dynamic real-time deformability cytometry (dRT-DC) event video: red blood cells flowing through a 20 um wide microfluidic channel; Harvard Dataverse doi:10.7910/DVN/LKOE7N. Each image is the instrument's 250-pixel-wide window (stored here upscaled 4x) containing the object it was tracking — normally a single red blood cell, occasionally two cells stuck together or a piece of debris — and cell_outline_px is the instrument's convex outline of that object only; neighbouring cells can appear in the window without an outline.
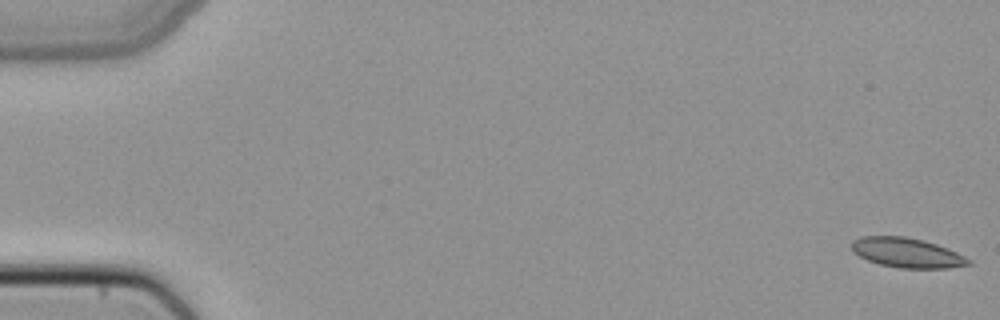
{"species": "common noctule bat (a hibernating species)", "species_latin": "Nyctalus noctula", "temperature_condition": "cold", "stored_images_in_passage": 50, "camera_frame_rate_fps": 3000, "um_per_image_px": 0.085, "animal": {"sex": "female", "body_mass_g": 22.7, "forearm_length_mm": 54.2}, "frame": {"image": 1, "passage_image": 1, "time_ms": 0.0, "image_size_px": [1000, 320], "cell_outline_px": [[972, 264], [948, 268], [900, 268], [880, 264], [868, 260], [852, 252], [852, 240], [860, 236], [904, 236], [924, 240], [948, 248], [972, 260]], "centroid_in_image_um": [77.09, 21.48], "position_along_channel_um": 7.9, "area_um2": 20.29}}
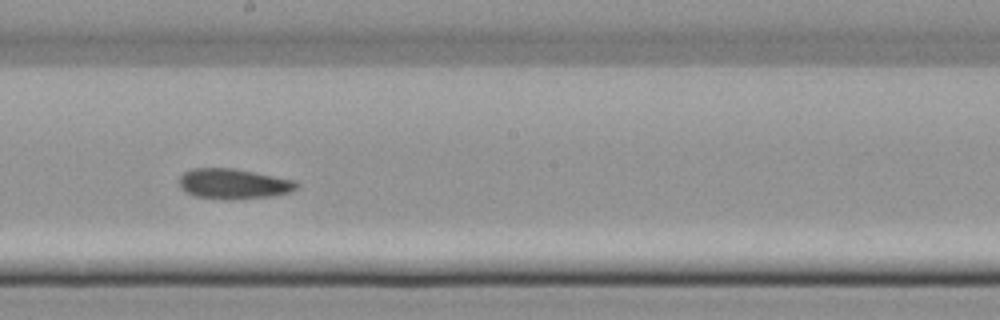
{"frame": {"image": 2, "passage_image": 29, "time_ms": 9.333, "image_size_px": [1000, 320], "cell_outline_px": [[300, 184], [292, 192], [272, 196], [228, 200], [196, 196], [184, 192], [180, 188], [180, 176], [184, 172], [192, 168], [232, 168], [296, 180]], "centroid_in_image_um": [19.86, 15.63], "position_along_channel_um": 228.3, "area_um2": 20.81}}
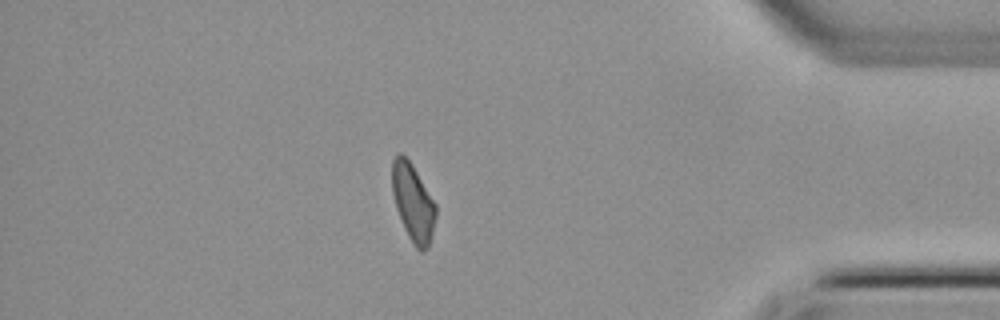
{"frame": {"image": 3, "passage_image": 44, "time_ms": 14.333, "image_size_px": [1000, 320], "cell_outline_px": [[436, 216], [428, 248], [424, 252], [420, 252], [412, 244], [404, 228], [396, 208], [392, 192], [392, 160], [396, 152], [400, 152], [412, 164], [436, 204]], "centroid_in_image_um": [35.09, 17.22], "position_along_channel_um": 400.1, "area_um2": 19.77}}